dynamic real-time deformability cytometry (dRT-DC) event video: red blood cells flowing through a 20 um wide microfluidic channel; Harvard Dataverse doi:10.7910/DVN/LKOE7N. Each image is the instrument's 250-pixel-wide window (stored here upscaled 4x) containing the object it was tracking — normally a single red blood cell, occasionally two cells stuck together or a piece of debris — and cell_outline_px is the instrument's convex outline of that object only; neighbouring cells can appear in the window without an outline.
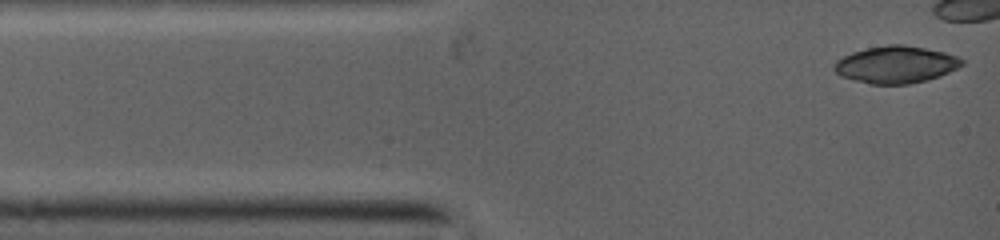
{"species": "common noctule bat (a hibernating species)", "species_latin": "Nyctalus noctula", "temperature_condition": "warm", "stored_images_in_passage": 8, "camera_frame_rate_fps": 5000, "um_per_image_px": 0.085, "animal": {"sex": "female", "body_mass_g": 19.0, "forearm_length_mm": 53.3}, "frame": {"image": 1, "passage_image": 1, "time_ms": 0.0, "image_size_px": [1000, 240], "cell_outline_px": [[964, 64], [940, 76], [928, 80], [908, 84], [868, 84], [852, 80], [840, 76], [832, 68], [832, 64], [836, 60], [852, 52], [868, 48], [888, 44], [904, 44], [944, 52], [956, 56], [964, 60]], "centroid_in_image_um": [76.11, 5.5], "position_along_channel_um": 8.9, "area_um2": 27.74}}